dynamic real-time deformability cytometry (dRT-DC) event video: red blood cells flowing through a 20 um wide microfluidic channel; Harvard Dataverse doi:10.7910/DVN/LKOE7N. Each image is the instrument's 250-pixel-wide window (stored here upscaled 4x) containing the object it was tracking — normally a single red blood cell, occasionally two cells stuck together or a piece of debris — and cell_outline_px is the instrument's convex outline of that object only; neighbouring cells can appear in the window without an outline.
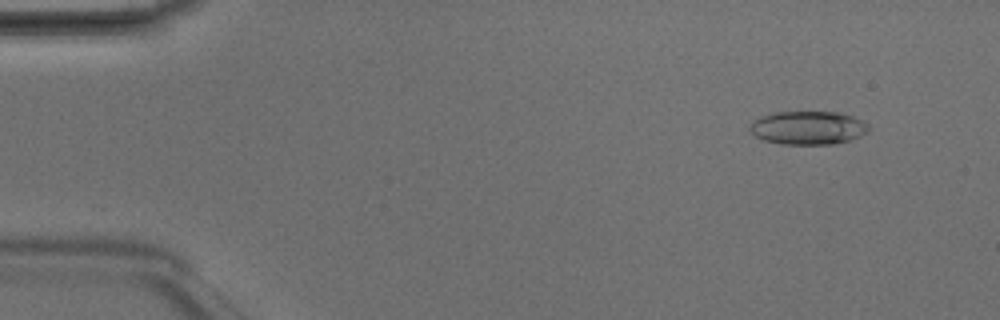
{"species": "Egyptian fruit bat (a non-hibernating species)", "species_latin": "Rousettus aegyptiacus", "temperature_condition": "room temperature", "stored_images_in_passage": 5, "camera_frame_rate_fps": 3000, "um_per_image_px": 0.085, "animal": {"sex": "male"}, "frame": {"image": 1, "passage_image": 2, "time_ms": 0.333, "image_size_px": [1000, 320], "cell_outline_px": [[872, 128], [868, 132], [852, 140], [832, 144], [784, 144], [764, 140], [756, 136], [748, 128], [752, 120], [760, 116], [772, 112], [840, 112], [864, 120]], "centroid_in_image_um": [68.71, 10.85], "position_along_channel_um": 16.3, "area_um2": 23.47}}
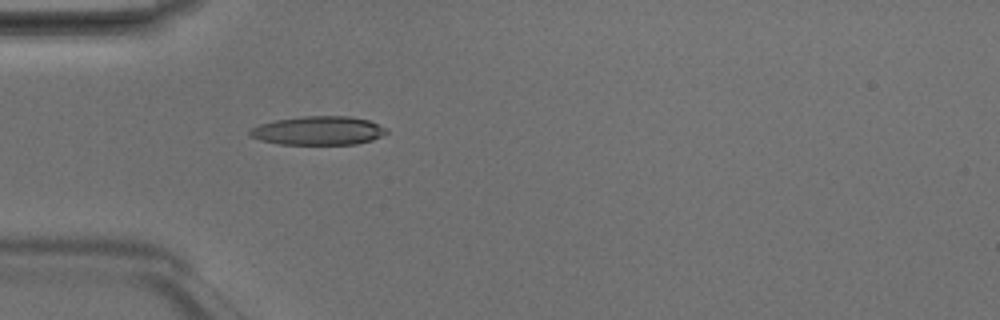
{"frame": {"image": 2, "passage_image": 5, "time_ms": 1.333, "image_size_px": [1000, 320], "cell_outline_px": [[388, 132], [372, 140], [356, 144], [280, 144], [260, 140], [248, 136], [248, 132], [252, 128], [260, 124], [276, 120], [304, 116], [348, 116], [368, 120], [388, 128]], "centroid_in_image_um": [27.06, 11.1], "position_along_channel_um": 57.9, "area_um2": 22.83}}